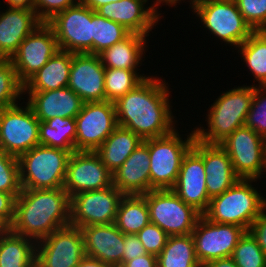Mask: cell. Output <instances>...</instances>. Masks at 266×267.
<instances>
[{
	"instance_id": "2",
	"label": "cell",
	"mask_w": 266,
	"mask_h": 267,
	"mask_svg": "<svg viewBox=\"0 0 266 267\" xmlns=\"http://www.w3.org/2000/svg\"><path fill=\"white\" fill-rule=\"evenodd\" d=\"M70 225V197L63 188L21 190L9 229L36 243Z\"/></svg>"
},
{
	"instance_id": "32",
	"label": "cell",
	"mask_w": 266,
	"mask_h": 267,
	"mask_svg": "<svg viewBox=\"0 0 266 267\" xmlns=\"http://www.w3.org/2000/svg\"><path fill=\"white\" fill-rule=\"evenodd\" d=\"M158 267H202L195 254L192 234L169 236L157 256Z\"/></svg>"
},
{
	"instance_id": "7",
	"label": "cell",
	"mask_w": 266,
	"mask_h": 267,
	"mask_svg": "<svg viewBox=\"0 0 266 267\" xmlns=\"http://www.w3.org/2000/svg\"><path fill=\"white\" fill-rule=\"evenodd\" d=\"M203 26L226 44L236 49L254 32L246 23L234 0H203L190 2Z\"/></svg>"
},
{
	"instance_id": "3",
	"label": "cell",
	"mask_w": 266,
	"mask_h": 267,
	"mask_svg": "<svg viewBox=\"0 0 266 267\" xmlns=\"http://www.w3.org/2000/svg\"><path fill=\"white\" fill-rule=\"evenodd\" d=\"M254 98V85L238 86L223 92L208 110V128L195 127L197 140L220 144L239 127L244 126Z\"/></svg>"
},
{
	"instance_id": "21",
	"label": "cell",
	"mask_w": 266,
	"mask_h": 267,
	"mask_svg": "<svg viewBox=\"0 0 266 267\" xmlns=\"http://www.w3.org/2000/svg\"><path fill=\"white\" fill-rule=\"evenodd\" d=\"M192 148L203 158L206 189L209 198L221 195L239 179L226 150L220 144H207L195 139Z\"/></svg>"
},
{
	"instance_id": "29",
	"label": "cell",
	"mask_w": 266,
	"mask_h": 267,
	"mask_svg": "<svg viewBox=\"0 0 266 267\" xmlns=\"http://www.w3.org/2000/svg\"><path fill=\"white\" fill-rule=\"evenodd\" d=\"M36 261V242L9 228L0 235V267H29Z\"/></svg>"
},
{
	"instance_id": "48",
	"label": "cell",
	"mask_w": 266,
	"mask_h": 267,
	"mask_svg": "<svg viewBox=\"0 0 266 267\" xmlns=\"http://www.w3.org/2000/svg\"><path fill=\"white\" fill-rule=\"evenodd\" d=\"M202 267H237V266L231 257H227L209 261Z\"/></svg>"
},
{
	"instance_id": "36",
	"label": "cell",
	"mask_w": 266,
	"mask_h": 267,
	"mask_svg": "<svg viewBox=\"0 0 266 267\" xmlns=\"http://www.w3.org/2000/svg\"><path fill=\"white\" fill-rule=\"evenodd\" d=\"M23 93L24 85L19 81L13 63L0 59V110L17 105Z\"/></svg>"
},
{
	"instance_id": "44",
	"label": "cell",
	"mask_w": 266,
	"mask_h": 267,
	"mask_svg": "<svg viewBox=\"0 0 266 267\" xmlns=\"http://www.w3.org/2000/svg\"><path fill=\"white\" fill-rule=\"evenodd\" d=\"M15 200L12 194L0 191V220L8 228L14 220Z\"/></svg>"
},
{
	"instance_id": "14",
	"label": "cell",
	"mask_w": 266,
	"mask_h": 267,
	"mask_svg": "<svg viewBox=\"0 0 266 267\" xmlns=\"http://www.w3.org/2000/svg\"><path fill=\"white\" fill-rule=\"evenodd\" d=\"M220 145L229 155L235 173L242 179L261 178L266 172L263 157V137L242 126L224 139Z\"/></svg>"
},
{
	"instance_id": "20",
	"label": "cell",
	"mask_w": 266,
	"mask_h": 267,
	"mask_svg": "<svg viewBox=\"0 0 266 267\" xmlns=\"http://www.w3.org/2000/svg\"><path fill=\"white\" fill-rule=\"evenodd\" d=\"M148 0H120L102 5L95 12L100 16L125 27L131 33L149 37L161 18L157 5L146 7ZM147 8V9H146Z\"/></svg>"
},
{
	"instance_id": "8",
	"label": "cell",
	"mask_w": 266,
	"mask_h": 267,
	"mask_svg": "<svg viewBox=\"0 0 266 267\" xmlns=\"http://www.w3.org/2000/svg\"><path fill=\"white\" fill-rule=\"evenodd\" d=\"M149 208L150 223L169 236L188 235L201 214L184 203L172 189L151 190L142 195Z\"/></svg>"
},
{
	"instance_id": "28",
	"label": "cell",
	"mask_w": 266,
	"mask_h": 267,
	"mask_svg": "<svg viewBox=\"0 0 266 267\" xmlns=\"http://www.w3.org/2000/svg\"><path fill=\"white\" fill-rule=\"evenodd\" d=\"M143 140L134 132L118 126L95 151L113 174Z\"/></svg>"
},
{
	"instance_id": "23",
	"label": "cell",
	"mask_w": 266,
	"mask_h": 267,
	"mask_svg": "<svg viewBox=\"0 0 266 267\" xmlns=\"http://www.w3.org/2000/svg\"><path fill=\"white\" fill-rule=\"evenodd\" d=\"M42 23L34 10L7 7L0 11V59L10 60L22 41Z\"/></svg>"
},
{
	"instance_id": "26",
	"label": "cell",
	"mask_w": 266,
	"mask_h": 267,
	"mask_svg": "<svg viewBox=\"0 0 266 267\" xmlns=\"http://www.w3.org/2000/svg\"><path fill=\"white\" fill-rule=\"evenodd\" d=\"M72 53L58 50L25 84L24 92H44L68 86Z\"/></svg>"
},
{
	"instance_id": "9",
	"label": "cell",
	"mask_w": 266,
	"mask_h": 267,
	"mask_svg": "<svg viewBox=\"0 0 266 267\" xmlns=\"http://www.w3.org/2000/svg\"><path fill=\"white\" fill-rule=\"evenodd\" d=\"M18 105L0 110V148L16 158L40 145V121L27 103Z\"/></svg>"
},
{
	"instance_id": "35",
	"label": "cell",
	"mask_w": 266,
	"mask_h": 267,
	"mask_svg": "<svg viewBox=\"0 0 266 267\" xmlns=\"http://www.w3.org/2000/svg\"><path fill=\"white\" fill-rule=\"evenodd\" d=\"M148 77L144 74L139 75L137 71L105 67L104 86L106 100L114 103L129 91L135 89Z\"/></svg>"
},
{
	"instance_id": "40",
	"label": "cell",
	"mask_w": 266,
	"mask_h": 267,
	"mask_svg": "<svg viewBox=\"0 0 266 267\" xmlns=\"http://www.w3.org/2000/svg\"><path fill=\"white\" fill-rule=\"evenodd\" d=\"M253 31H266V0H234Z\"/></svg>"
},
{
	"instance_id": "33",
	"label": "cell",
	"mask_w": 266,
	"mask_h": 267,
	"mask_svg": "<svg viewBox=\"0 0 266 267\" xmlns=\"http://www.w3.org/2000/svg\"><path fill=\"white\" fill-rule=\"evenodd\" d=\"M238 52L255 77L254 82H258V86H266V31H254L238 47Z\"/></svg>"
},
{
	"instance_id": "1",
	"label": "cell",
	"mask_w": 266,
	"mask_h": 267,
	"mask_svg": "<svg viewBox=\"0 0 266 267\" xmlns=\"http://www.w3.org/2000/svg\"><path fill=\"white\" fill-rule=\"evenodd\" d=\"M157 78L149 75L114 102L118 126L136 133L142 140L166 136L176 128L168 82Z\"/></svg>"
},
{
	"instance_id": "6",
	"label": "cell",
	"mask_w": 266,
	"mask_h": 267,
	"mask_svg": "<svg viewBox=\"0 0 266 267\" xmlns=\"http://www.w3.org/2000/svg\"><path fill=\"white\" fill-rule=\"evenodd\" d=\"M178 129L158 138L143 140L150 157V191L172 189L177 181L184 156L196 139L195 130L183 140Z\"/></svg>"
},
{
	"instance_id": "15",
	"label": "cell",
	"mask_w": 266,
	"mask_h": 267,
	"mask_svg": "<svg viewBox=\"0 0 266 267\" xmlns=\"http://www.w3.org/2000/svg\"><path fill=\"white\" fill-rule=\"evenodd\" d=\"M81 228L68 225L36 243L38 267H75L85 256Z\"/></svg>"
},
{
	"instance_id": "19",
	"label": "cell",
	"mask_w": 266,
	"mask_h": 267,
	"mask_svg": "<svg viewBox=\"0 0 266 267\" xmlns=\"http://www.w3.org/2000/svg\"><path fill=\"white\" fill-rule=\"evenodd\" d=\"M172 190L201 215L208 209L210 198L206 189L203 158L191 148L184 156L177 181Z\"/></svg>"
},
{
	"instance_id": "54",
	"label": "cell",
	"mask_w": 266,
	"mask_h": 267,
	"mask_svg": "<svg viewBox=\"0 0 266 267\" xmlns=\"http://www.w3.org/2000/svg\"><path fill=\"white\" fill-rule=\"evenodd\" d=\"M29 267H38L37 261H35L31 266Z\"/></svg>"
},
{
	"instance_id": "42",
	"label": "cell",
	"mask_w": 266,
	"mask_h": 267,
	"mask_svg": "<svg viewBox=\"0 0 266 267\" xmlns=\"http://www.w3.org/2000/svg\"><path fill=\"white\" fill-rule=\"evenodd\" d=\"M79 0H35L34 11L42 22L49 21L55 14L74 6Z\"/></svg>"
},
{
	"instance_id": "46",
	"label": "cell",
	"mask_w": 266,
	"mask_h": 267,
	"mask_svg": "<svg viewBox=\"0 0 266 267\" xmlns=\"http://www.w3.org/2000/svg\"><path fill=\"white\" fill-rule=\"evenodd\" d=\"M121 267H158L157 256L147 253L125 262Z\"/></svg>"
},
{
	"instance_id": "18",
	"label": "cell",
	"mask_w": 266,
	"mask_h": 267,
	"mask_svg": "<svg viewBox=\"0 0 266 267\" xmlns=\"http://www.w3.org/2000/svg\"><path fill=\"white\" fill-rule=\"evenodd\" d=\"M105 67L99 55L73 54L68 86L84 102L106 101Z\"/></svg>"
},
{
	"instance_id": "27",
	"label": "cell",
	"mask_w": 266,
	"mask_h": 267,
	"mask_svg": "<svg viewBox=\"0 0 266 267\" xmlns=\"http://www.w3.org/2000/svg\"><path fill=\"white\" fill-rule=\"evenodd\" d=\"M146 37L137 33H131L124 40L103 50L98 54L103 66L132 71L139 70L138 67L142 65L141 61H144L142 57L145 54L146 47H148L146 45Z\"/></svg>"
},
{
	"instance_id": "10",
	"label": "cell",
	"mask_w": 266,
	"mask_h": 267,
	"mask_svg": "<svg viewBox=\"0 0 266 267\" xmlns=\"http://www.w3.org/2000/svg\"><path fill=\"white\" fill-rule=\"evenodd\" d=\"M46 23L53 29L60 50L92 54L91 9L80 0Z\"/></svg>"
},
{
	"instance_id": "41",
	"label": "cell",
	"mask_w": 266,
	"mask_h": 267,
	"mask_svg": "<svg viewBox=\"0 0 266 267\" xmlns=\"http://www.w3.org/2000/svg\"><path fill=\"white\" fill-rule=\"evenodd\" d=\"M147 253L158 256L165 247L169 235L160 227L149 223L137 233Z\"/></svg>"
},
{
	"instance_id": "51",
	"label": "cell",
	"mask_w": 266,
	"mask_h": 267,
	"mask_svg": "<svg viewBox=\"0 0 266 267\" xmlns=\"http://www.w3.org/2000/svg\"><path fill=\"white\" fill-rule=\"evenodd\" d=\"M179 1H183V0H155L153 1V3H155L157 6H159L161 3L162 5H164L163 3H165V5L175 7L176 3H179Z\"/></svg>"
},
{
	"instance_id": "52",
	"label": "cell",
	"mask_w": 266,
	"mask_h": 267,
	"mask_svg": "<svg viewBox=\"0 0 266 267\" xmlns=\"http://www.w3.org/2000/svg\"><path fill=\"white\" fill-rule=\"evenodd\" d=\"M263 157H264V162L266 165V136L263 137Z\"/></svg>"
},
{
	"instance_id": "37",
	"label": "cell",
	"mask_w": 266,
	"mask_h": 267,
	"mask_svg": "<svg viewBox=\"0 0 266 267\" xmlns=\"http://www.w3.org/2000/svg\"><path fill=\"white\" fill-rule=\"evenodd\" d=\"M231 258L237 267H266V255L249 231L240 238Z\"/></svg>"
},
{
	"instance_id": "12",
	"label": "cell",
	"mask_w": 266,
	"mask_h": 267,
	"mask_svg": "<svg viewBox=\"0 0 266 267\" xmlns=\"http://www.w3.org/2000/svg\"><path fill=\"white\" fill-rule=\"evenodd\" d=\"M75 151H96L118 127L113 102H84L75 117Z\"/></svg>"
},
{
	"instance_id": "34",
	"label": "cell",
	"mask_w": 266,
	"mask_h": 267,
	"mask_svg": "<svg viewBox=\"0 0 266 267\" xmlns=\"http://www.w3.org/2000/svg\"><path fill=\"white\" fill-rule=\"evenodd\" d=\"M92 54L98 55L128 37L129 32L122 25L106 19L91 10Z\"/></svg>"
},
{
	"instance_id": "17",
	"label": "cell",
	"mask_w": 266,
	"mask_h": 267,
	"mask_svg": "<svg viewBox=\"0 0 266 267\" xmlns=\"http://www.w3.org/2000/svg\"><path fill=\"white\" fill-rule=\"evenodd\" d=\"M112 184L113 174L95 151L71 153L63 185L70 198L80 192L104 189Z\"/></svg>"
},
{
	"instance_id": "30",
	"label": "cell",
	"mask_w": 266,
	"mask_h": 267,
	"mask_svg": "<svg viewBox=\"0 0 266 267\" xmlns=\"http://www.w3.org/2000/svg\"><path fill=\"white\" fill-rule=\"evenodd\" d=\"M150 223L149 208L142 195H124L114 224L123 234H137Z\"/></svg>"
},
{
	"instance_id": "22",
	"label": "cell",
	"mask_w": 266,
	"mask_h": 267,
	"mask_svg": "<svg viewBox=\"0 0 266 267\" xmlns=\"http://www.w3.org/2000/svg\"><path fill=\"white\" fill-rule=\"evenodd\" d=\"M85 254L108 267L123 265L124 234L114 223L81 227Z\"/></svg>"
},
{
	"instance_id": "47",
	"label": "cell",
	"mask_w": 266,
	"mask_h": 267,
	"mask_svg": "<svg viewBox=\"0 0 266 267\" xmlns=\"http://www.w3.org/2000/svg\"><path fill=\"white\" fill-rule=\"evenodd\" d=\"M10 8H24L34 10L35 0H6L5 1Z\"/></svg>"
},
{
	"instance_id": "53",
	"label": "cell",
	"mask_w": 266,
	"mask_h": 267,
	"mask_svg": "<svg viewBox=\"0 0 266 267\" xmlns=\"http://www.w3.org/2000/svg\"><path fill=\"white\" fill-rule=\"evenodd\" d=\"M8 227L0 220V235L4 233Z\"/></svg>"
},
{
	"instance_id": "4",
	"label": "cell",
	"mask_w": 266,
	"mask_h": 267,
	"mask_svg": "<svg viewBox=\"0 0 266 267\" xmlns=\"http://www.w3.org/2000/svg\"><path fill=\"white\" fill-rule=\"evenodd\" d=\"M255 181L239 179L224 193L210 199L203 216L210 222L234 224L248 231L266 206V198L251 184Z\"/></svg>"
},
{
	"instance_id": "13",
	"label": "cell",
	"mask_w": 266,
	"mask_h": 267,
	"mask_svg": "<svg viewBox=\"0 0 266 267\" xmlns=\"http://www.w3.org/2000/svg\"><path fill=\"white\" fill-rule=\"evenodd\" d=\"M245 232L243 227L210 222L201 215L191 233L195 244V254L201 266L215 259L231 257Z\"/></svg>"
},
{
	"instance_id": "31",
	"label": "cell",
	"mask_w": 266,
	"mask_h": 267,
	"mask_svg": "<svg viewBox=\"0 0 266 267\" xmlns=\"http://www.w3.org/2000/svg\"><path fill=\"white\" fill-rule=\"evenodd\" d=\"M75 117H55L39 124L40 145L75 151Z\"/></svg>"
},
{
	"instance_id": "50",
	"label": "cell",
	"mask_w": 266,
	"mask_h": 267,
	"mask_svg": "<svg viewBox=\"0 0 266 267\" xmlns=\"http://www.w3.org/2000/svg\"><path fill=\"white\" fill-rule=\"evenodd\" d=\"M84 5L89 7L91 10L96 11L102 5H106L109 3H115L120 0H80Z\"/></svg>"
},
{
	"instance_id": "16",
	"label": "cell",
	"mask_w": 266,
	"mask_h": 267,
	"mask_svg": "<svg viewBox=\"0 0 266 267\" xmlns=\"http://www.w3.org/2000/svg\"><path fill=\"white\" fill-rule=\"evenodd\" d=\"M58 50L53 29L43 22L22 41L10 59L19 81L24 85Z\"/></svg>"
},
{
	"instance_id": "45",
	"label": "cell",
	"mask_w": 266,
	"mask_h": 267,
	"mask_svg": "<svg viewBox=\"0 0 266 267\" xmlns=\"http://www.w3.org/2000/svg\"><path fill=\"white\" fill-rule=\"evenodd\" d=\"M266 255V206L248 230Z\"/></svg>"
},
{
	"instance_id": "11",
	"label": "cell",
	"mask_w": 266,
	"mask_h": 267,
	"mask_svg": "<svg viewBox=\"0 0 266 267\" xmlns=\"http://www.w3.org/2000/svg\"><path fill=\"white\" fill-rule=\"evenodd\" d=\"M123 197L113 184L73 195L70 198V225L81 228L114 223Z\"/></svg>"
},
{
	"instance_id": "38",
	"label": "cell",
	"mask_w": 266,
	"mask_h": 267,
	"mask_svg": "<svg viewBox=\"0 0 266 267\" xmlns=\"http://www.w3.org/2000/svg\"><path fill=\"white\" fill-rule=\"evenodd\" d=\"M21 190L18 158L0 148V191L10 193L16 198Z\"/></svg>"
},
{
	"instance_id": "5",
	"label": "cell",
	"mask_w": 266,
	"mask_h": 267,
	"mask_svg": "<svg viewBox=\"0 0 266 267\" xmlns=\"http://www.w3.org/2000/svg\"><path fill=\"white\" fill-rule=\"evenodd\" d=\"M70 155L67 150L44 145L22 154L18 158L22 190L63 188Z\"/></svg>"
},
{
	"instance_id": "39",
	"label": "cell",
	"mask_w": 266,
	"mask_h": 267,
	"mask_svg": "<svg viewBox=\"0 0 266 267\" xmlns=\"http://www.w3.org/2000/svg\"><path fill=\"white\" fill-rule=\"evenodd\" d=\"M244 125L258 135L266 136V86L254 84V98Z\"/></svg>"
},
{
	"instance_id": "43",
	"label": "cell",
	"mask_w": 266,
	"mask_h": 267,
	"mask_svg": "<svg viewBox=\"0 0 266 267\" xmlns=\"http://www.w3.org/2000/svg\"><path fill=\"white\" fill-rule=\"evenodd\" d=\"M123 264L141 255L147 254L137 234H124Z\"/></svg>"
},
{
	"instance_id": "24",
	"label": "cell",
	"mask_w": 266,
	"mask_h": 267,
	"mask_svg": "<svg viewBox=\"0 0 266 267\" xmlns=\"http://www.w3.org/2000/svg\"><path fill=\"white\" fill-rule=\"evenodd\" d=\"M28 93V102L35 117L39 121H47L55 117H76L81 111L84 101L69 87L44 92Z\"/></svg>"
},
{
	"instance_id": "25",
	"label": "cell",
	"mask_w": 266,
	"mask_h": 267,
	"mask_svg": "<svg viewBox=\"0 0 266 267\" xmlns=\"http://www.w3.org/2000/svg\"><path fill=\"white\" fill-rule=\"evenodd\" d=\"M150 157L143 141L113 173V185L124 195H143L150 191Z\"/></svg>"
},
{
	"instance_id": "49",
	"label": "cell",
	"mask_w": 266,
	"mask_h": 267,
	"mask_svg": "<svg viewBox=\"0 0 266 267\" xmlns=\"http://www.w3.org/2000/svg\"><path fill=\"white\" fill-rule=\"evenodd\" d=\"M75 267H108L99 259L85 255Z\"/></svg>"
},
{
	"instance_id": "55",
	"label": "cell",
	"mask_w": 266,
	"mask_h": 267,
	"mask_svg": "<svg viewBox=\"0 0 266 267\" xmlns=\"http://www.w3.org/2000/svg\"><path fill=\"white\" fill-rule=\"evenodd\" d=\"M198 1H203V0H190L189 2H198Z\"/></svg>"
}]
</instances>
